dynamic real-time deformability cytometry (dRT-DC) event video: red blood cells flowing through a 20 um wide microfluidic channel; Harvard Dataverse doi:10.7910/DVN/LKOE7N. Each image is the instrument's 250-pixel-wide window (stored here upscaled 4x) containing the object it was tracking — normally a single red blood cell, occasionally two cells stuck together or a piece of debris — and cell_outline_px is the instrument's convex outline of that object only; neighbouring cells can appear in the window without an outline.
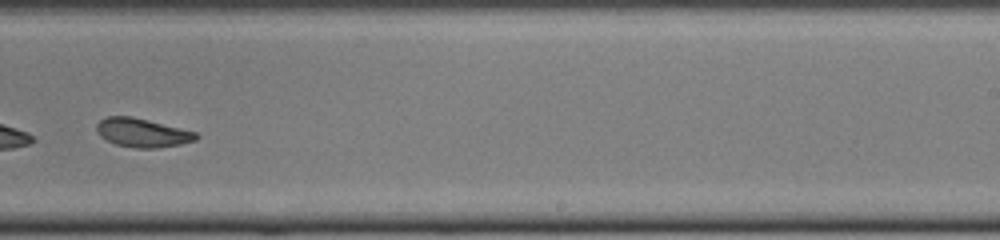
{"species": "common noctule bat (a hibernating species)", "species_latin": "Nyctalus noctula", "temperature_condition": "cold", "stored_images_in_passage": 41, "camera_frame_rate_fps": 3000, "um_per_image_px": 0.085, "animal": {"sex": "female", "body_mass_g": 22.0, "forearm_length_mm": 56.7}, "frame": {"image": 1, "passage_image": 24, "time_ms": 7.667, "image_size_px": [1000, 240], "cell_outline_px": [[200, 136], [196, 140], [180, 144], [156, 148], [136, 148], [116, 144], [100, 136], [96, 132], [96, 124], [100, 120], [108, 116], [132, 116], [196, 132]], "centroid_in_image_um": [12.09, 11.28], "position_along_channel_um": 276.9, "area_um2": 16.59}, "authors_computed_cell_mechanics": {"area_um2": 17.6868, "velocity_mm_per_s": 4.0534, "shape_relaxation_time_tau1_ms": 5.1238, "shape_relaxation_time_tau2_ms": 2.0857, "deformation_change_tau1": 0.1522, "deformation_change_tau2": 0.0579}}